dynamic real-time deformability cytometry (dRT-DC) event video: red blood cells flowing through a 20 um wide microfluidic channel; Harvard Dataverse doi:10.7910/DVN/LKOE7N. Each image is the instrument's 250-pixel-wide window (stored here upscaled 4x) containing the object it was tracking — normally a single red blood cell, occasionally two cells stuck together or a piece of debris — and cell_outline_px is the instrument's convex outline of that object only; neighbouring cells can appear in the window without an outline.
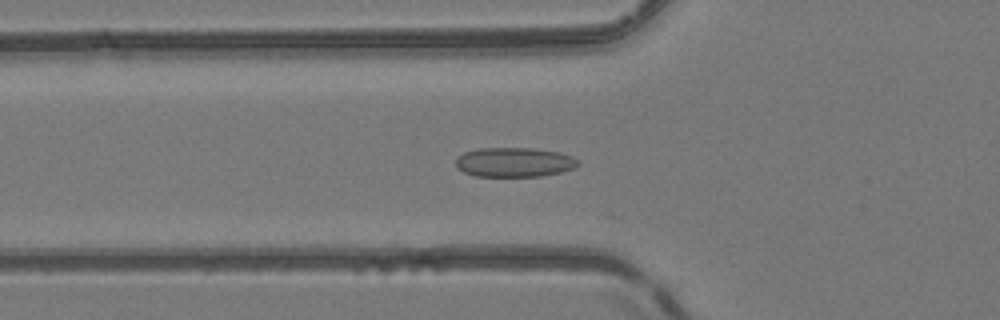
{"species": "common noctule bat (a hibernating species)", "species_latin": "Nyctalus noctula", "temperature_condition": "room temperature", "stored_images_in_passage": 52, "camera_frame_rate_fps": 3000, "um_per_image_px": 0.085, "animal": {"sex": "female", "body_mass_g": 24.6, "forearm_length_mm": 56.2}, "frame": {"image": 1, "passage_image": 19, "time_ms": 6.0, "image_size_px": [1000, 320], "cell_outline_px": [[580, 164], [576, 168], [560, 172], [540, 176], [476, 176], [464, 172], [456, 168], [456, 156], [464, 152], [480, 148], [532, 148], [560, 152], [572, 156], [580, 160]], "centroid_in_image_um": [43.73, 13.78], "position_along_channel_um": 82.1, "area_um2": 21.21}}
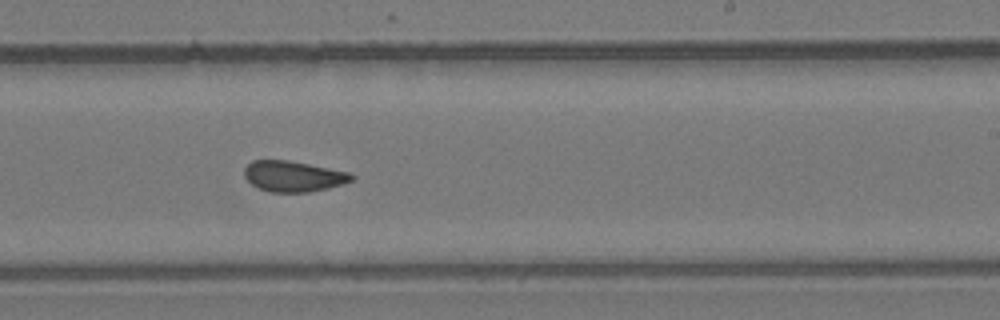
{"frame": {"image": 2, "passage_image": 32, "time_ms": 10.333, "image_size_px": [1000, 320], "cell_outline_px": [[356, 176], [352, 180], [344, 184], [328, 188], [308, 192], [268, 192], [252, 184], [244, 176], [244, 168], [252, 160], [288, 160], [352, 172]], "centroid_in_image_um": [24.97, 14.98], "position_along_channel_um": 264.0, "area_um2": 19.36}}
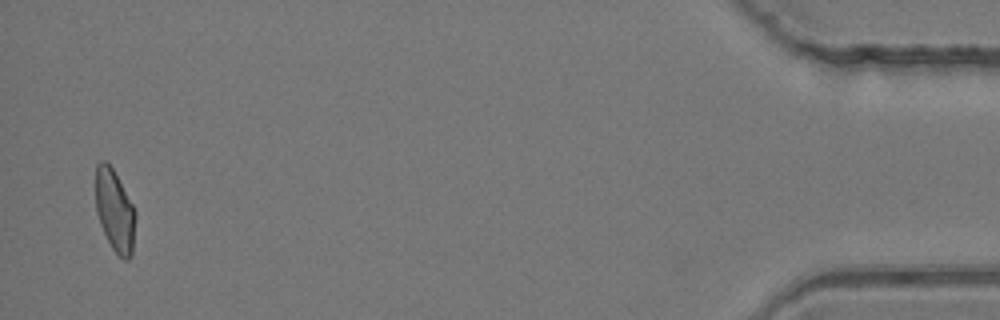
{"frame": {"image": 3, "passage_image": 50, "time_ms": 16.333, "image_size_px": [1000, 320], "cell_outline_px": [[136, 216], [132, 256], [128, 260], [124, 260], [112, 248], [100, 224], [96, 212], [96, 164], [100, 160], [104, 160], [112, 168], [132, 204], [136, 212]], "centroid_in_image_um": [9.76, 17.93], "position_along_channel_um": 425.4, "area_um2": 18.9}, "authors_computed_cell_mechanics": {"area_um2": 19.9699, "velocity_mm_per_s": 4.18, "shape_relaxation_time_tau1_ms": null, "shape_relaxation_time_tau2_ms": 2.3706, "deformation_change_tau1": null, "deformation_change_tau2": 0.0818}}